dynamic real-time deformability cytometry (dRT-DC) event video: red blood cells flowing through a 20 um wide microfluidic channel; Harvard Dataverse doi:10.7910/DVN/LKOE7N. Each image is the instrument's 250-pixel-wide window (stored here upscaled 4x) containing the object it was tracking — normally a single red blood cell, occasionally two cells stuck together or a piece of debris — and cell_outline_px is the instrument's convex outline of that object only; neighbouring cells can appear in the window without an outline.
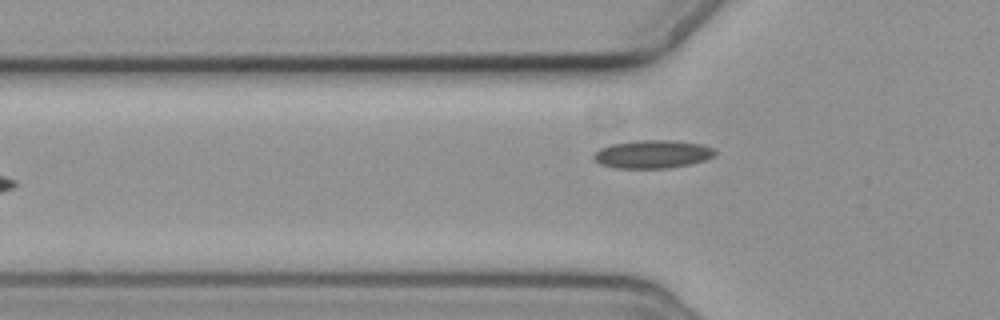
{"species": "common noctule bat (a hibernating species)", "species_latin": "Nyctalus noctula", "temperature_condition": "cold", "stored_images_in_passage": 7, "camera_frame_rate_fps": 3000, "um_per_image_px": 0.085, "animal": {"sex": "female", "body_mass_g": 19.3, "forearm_length_mm": 54.1}, "frame": {"image": 1, "passage_image": 7, "time_ms": 7.667, "image_size_px": [1000, 320], "cell_outline_px": [[716, 156], [704, 160], [688, 164], [668, 168], [616, 168], [600, 164], [592, 156], [600, 148], [612, 144], [640, 140], [672, 140], [700, 144], [712, 148], [716, 152]], "centroid_in_image_um": [55.47, 13.1], "position_along_channel_um": 70.3, "area_um2": 19.71}}